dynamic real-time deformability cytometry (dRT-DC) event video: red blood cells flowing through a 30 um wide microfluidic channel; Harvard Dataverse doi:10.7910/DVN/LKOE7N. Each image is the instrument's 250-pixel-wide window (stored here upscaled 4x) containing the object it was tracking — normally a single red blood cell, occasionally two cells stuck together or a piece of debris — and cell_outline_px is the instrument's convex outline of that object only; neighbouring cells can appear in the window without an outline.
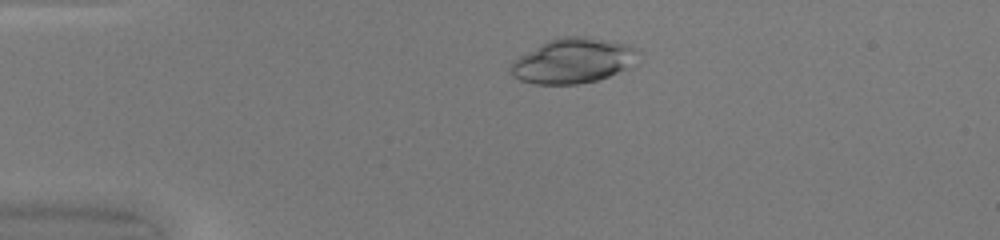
{"species": "common noctule bat (a hibernating species)", "species_latin": "Nyctalus noctula", "temperature_condition": "warm", "stored_images_in_passage": 50, "camera_frame_rate_fps": 3000, "um_per_image_px": 0.085, "animal": {"sex": "female", "body_mass_g": 20.0, "forearm_length_mm": 54.0}, "frame": {"image": 1, "passage_image": 12, "time_ms": 3.667, "image_size_px": [1000, 240], "cell_outline_px": [[640, 52], [624, 68], [608, 76], [596, 80], [576, 84], [532, 84], [520, 80], [512, 76], [508, 72], [508, 68], [512, 60], [548, 40], [560, 36], [584, 36], [628, 44], [636, 48]], "centroid_in_image_um": [48.6, 5.16], "position_along_channel_um": 36.4, "area_um2": 33.12}}
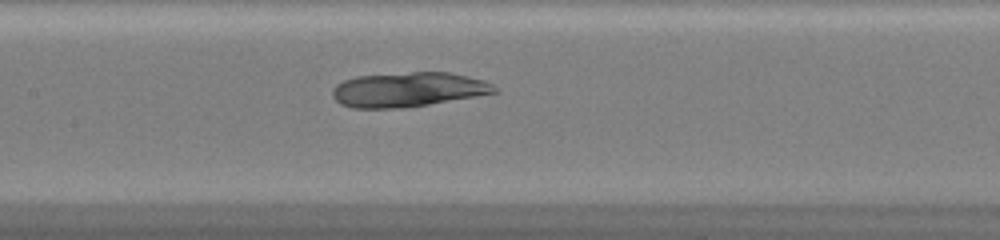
{"frame": {"image": 2, "passage_image": 25, "time_ms": 8.0, "image_size_px": [1000, 240], "cell_outline_px": [[500, 92], [404, 108], [352, 108], [340, 104], [332, 96], [332, 88], [336, 84], [344, 80], [356, 76], [412, 72], [448, 72], [468, 76], [484, 80], [492, 84]], "centroid_in_image_um": [34.67, 7.61], "position_along_channel_um": 172.7, "area_um2": 32.71}}
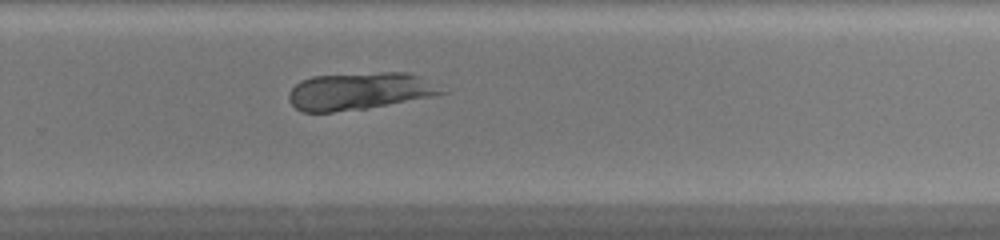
{"frame": {"image": 3, "passage_image": 34, "time_ms": 11.0, "image_size_px": [1000, 240], "cell_outline_px": [[448, 92], [432, 96], [364, 108], [332, 112], [300, 112], [288, 100], [288, 92], [300, 80], [312, 76], [380, 72], [408, 72], [420, 76], [448, 88]], "centroid_in_image_um": [30.58, 7.73], "position_along_channel_um": 299.2, "area_um2": 33.35}}